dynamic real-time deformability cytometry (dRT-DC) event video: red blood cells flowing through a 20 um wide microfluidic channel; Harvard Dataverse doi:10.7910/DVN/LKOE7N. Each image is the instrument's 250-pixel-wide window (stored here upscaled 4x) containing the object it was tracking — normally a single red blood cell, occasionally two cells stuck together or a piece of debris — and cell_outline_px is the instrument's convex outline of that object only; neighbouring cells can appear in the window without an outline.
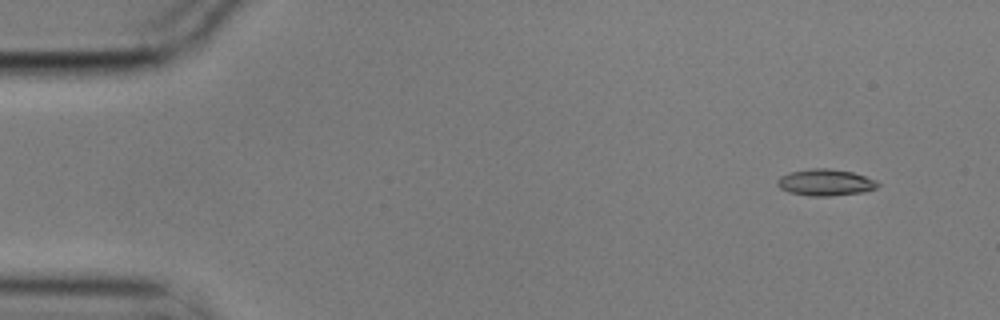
{"species": "common noctule bat (a hibernating species)", "species_latin": "Nyctalus noctula", "temperature_condition": "cold", "stored_images_in_passage": 5, "camera_frame_rate_fps": 3000, "um_per_image_px": 0.085, "animal": {"sex": "male", "body_mass_g": 17.9}, "frame": {"image": 1, "passage_image": 2, "time_ms": 0.333, "image_size_px": [1000, 320], "cell_outline_px": [[880, 184], [876, 188], [864, 192], [832, 196], [808, 196], [788, 192], [780, 188], [776, 184], [776, 180], [780, 176], [792, 172], [812, 168], [828, 168], [852, 172], [876, 180]], "centroid_in_image_um": [70.15, 15.52], "position_along_channel_um": 14.9, "area_um2": 15.61}}